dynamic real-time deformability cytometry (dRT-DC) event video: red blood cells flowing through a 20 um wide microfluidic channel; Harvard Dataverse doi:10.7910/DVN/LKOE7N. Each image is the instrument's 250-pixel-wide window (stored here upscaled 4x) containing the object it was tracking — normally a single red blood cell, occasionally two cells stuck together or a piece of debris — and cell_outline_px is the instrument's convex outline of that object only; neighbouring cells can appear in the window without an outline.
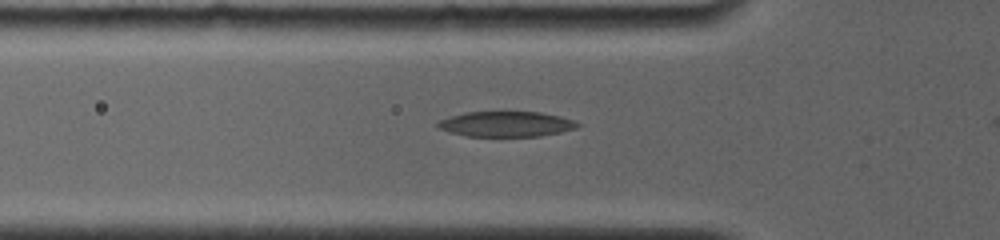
{"species": "common noctule bat (a hibernating species)", "species_latin": "Nyctalus noctula", "temperature_condition": "room temperature", "stored_images_in_passage": 28, "camera_frame_rate_fps": 4000, "um_per_image_px": 0.085, "animal": {"sex": "female", "body_mass_g": 19.0, "forearm_length_mm": 56.7}, "frame": {"image": 1, "passage_image": 2, "time_ms": 0.5, "image_size_px": [1000, 240], "cell_outline_px": [[580, 124], [576, 128], [560, 132], [540, 136], [468, 136], [448, 132], [436, 128], [436, 124], [440, 120], [464, 112], [540, 112], [560, 116], [572, 120]], "centroid_in_image_um": [42.99, 10.55], "position_along_channel_um": 82.8, "area_um2": 20.52}}
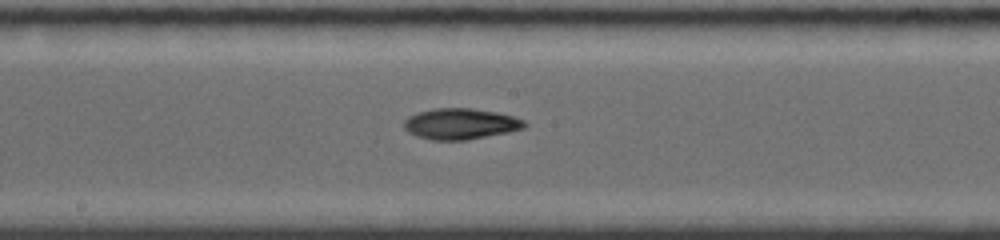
{"frame": {"image": 2, "passage_image": 8, "time_ms": 3.75, "image_size_px": [1000, 240], "cell_outline_px": [[528, 124], [524, 128], [508, 132], [464, 140], [432, 140], [416, 136], [408, 132], [404, 128], [404, 120], [408, 116], [432, 108], [472, 108], [496, 112], [512, 116], [524, 120]], "centroid_in_image_um": [39.13, 10.52], "position_along_channel_um": 209.1, "area_um2": 21.68}}
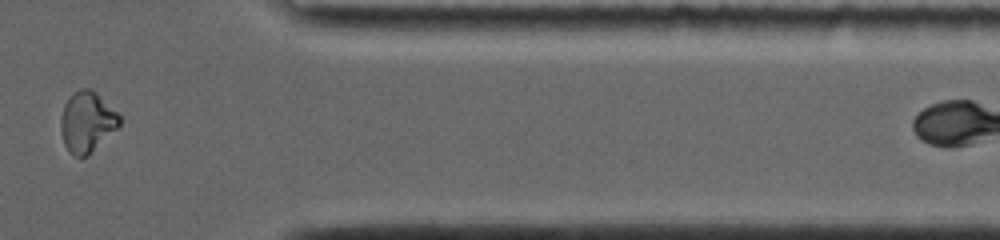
{"frame": {"image": 3, "passage_image": 24, "time_ms": 9.0, "image_size_px": [1000, 240], "cell_outline_px": [[120, 124], [88, 156], [76, 156], [64, 144], [60, 132], [60, 120], [64, 104], [68, 96], [72, 92], [80, 88], [88, 88], [96, 92], [120, 116]], "centroid_in_image_um": [7.36, 10.33], "position_along_channel_um": 404.0, "area_um2": 20.52}, "authors_computed_cell_mechanics": {"area_um2": 20.4323, "velocity_mm_per_s": 3.8798, "shape_relaxation_time_tau1_ms": 4.2528, "shape_relaxation_time_tau2_ms": 9.2678, "deformation_change_tau1": 0.1629, "deformation_change_tau2": 0.1589}}